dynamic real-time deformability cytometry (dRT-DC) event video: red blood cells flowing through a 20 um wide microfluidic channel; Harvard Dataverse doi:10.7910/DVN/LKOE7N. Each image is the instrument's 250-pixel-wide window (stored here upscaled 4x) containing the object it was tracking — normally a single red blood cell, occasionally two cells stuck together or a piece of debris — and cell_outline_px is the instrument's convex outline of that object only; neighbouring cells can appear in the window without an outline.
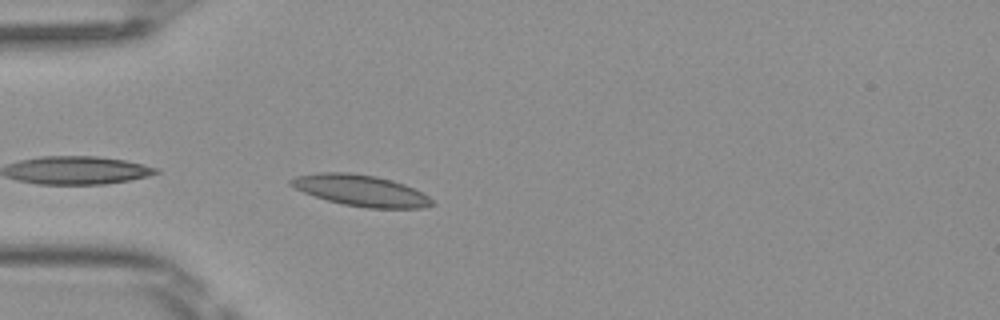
{"species": "Egyptian fruit bat (a non-hibernating species)", "species_latin": "Rousettus aegyptiacus", "temperature_condition": "room temperature", "stored_images_in_passage": 36, "camera_frame_rate_fps": 3000, "um_per_image_px": 0.085, "frame": {"image": 1, "passage_image": 2, "time_ms": 0.333, "image_size_px": [1000, 320], "cell_outline_px": [[436, 204], [420, 208], [368, 208], [344, 204], [328, 200], [304, 192], [288, 184], [288, 180], [296, 176], [320, 172], [348, 172], [376, 176], [392, 180], [404, 184], [428, 196]], "centroid_in_image_um": [30.66, 16.18], "position_along_channel_um": 54.3, "area_um2": 25.43}}
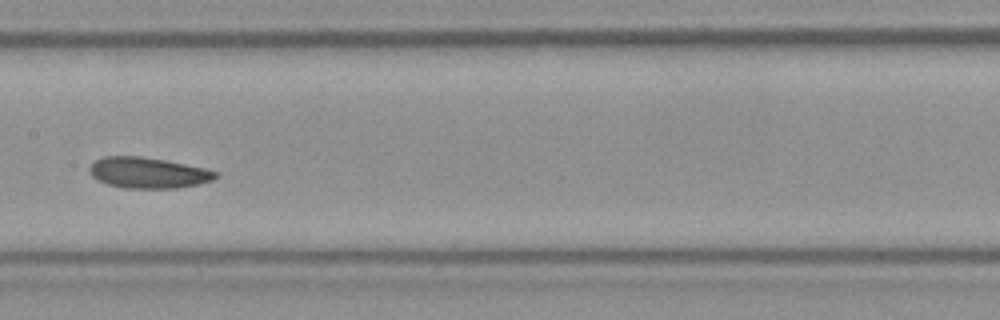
{"frame": {"image": 2, "passage_image": 13, "time_ms": 4.0, "image_size_px": [1000, 320], "cell_outline_px": [[220, 176], [212, 180], [196, 184], [176, 188], [124, 188], [108, 184], [96, 180], [88, 172], [88, 168], [96, 160], [104, 156], [140, 156], [164, 160], [204, 168], [216, 172]], "centroid_in_image_um": [12.54, 14.69], "position_along_channel_um": 194.9, "area_um2": 22.54}}
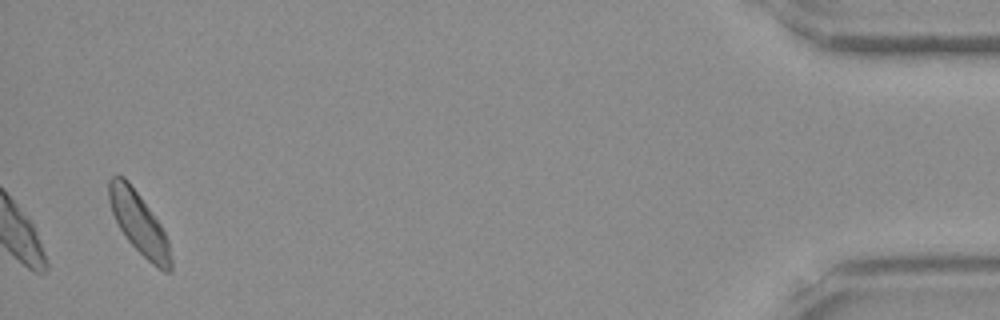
{"frame": {"image": 3, "passage_image": 36, "time_ms": 11.667, "image_size_px": [1000, 320], "cell_outline_px": [[172, 272], [164, 272], [152, 264], [124, 236], [112, 212], [108, 200], [108, 180], [116, 172], [124, 176], [128, 180], [140, 196], [160, 224], [168, 240], [172, 260]], "centroid_in_image_um": [11.79, 18.94], "position_along_channel_um": 423.4, "area_um2": 22.25}, "authors_computed_cell_mechanics": {"area_um2": 22.6576, "velocity_mm_per_s": 4.0629, "shape_relaxation_time_tau1_ms": null, "shape_relaxation_time_tau2_ms": 1.9044, "deformation_change_tau1": null, "deformation_change_tau2": 0.065}}